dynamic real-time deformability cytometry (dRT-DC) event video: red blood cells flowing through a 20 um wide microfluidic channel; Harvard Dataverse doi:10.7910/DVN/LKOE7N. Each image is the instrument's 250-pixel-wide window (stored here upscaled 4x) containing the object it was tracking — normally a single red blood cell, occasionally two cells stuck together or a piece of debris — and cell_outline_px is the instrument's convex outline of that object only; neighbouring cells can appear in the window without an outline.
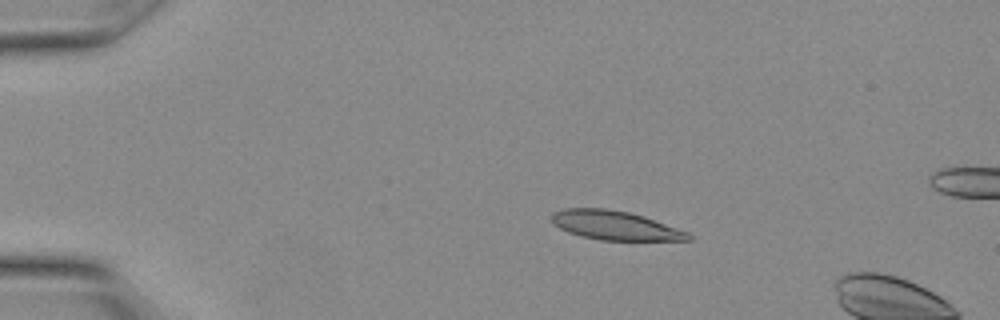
{"species": "Egyptian fruit bat (a non-hibernating species)", "species_latin": "Rousettus aegyptiacus", "temperature_condition": "warm", "stored_images_in_passage": 8, "camera_frame_rate_fps": 3000, "um_per_image_px": 0.085, "animal": {"sex": "female"}, "frame": {"image": 1, "passage_image": 5, "time_ms": 1.333, "image_size_px": [1000, 320], "cell_outline_px": [[692, 240], [600, 240], [580, 236], [568, 232], [560, 228], [552, 220], [552, 212], [564, 208], [604, 208], [628, 212], [644, 216], [688, 232], [692, 236]], "centroid_in_image_um": [52.27, 19.16], "position_along_channel_um": 32.7, "area_um2": 23.0}}